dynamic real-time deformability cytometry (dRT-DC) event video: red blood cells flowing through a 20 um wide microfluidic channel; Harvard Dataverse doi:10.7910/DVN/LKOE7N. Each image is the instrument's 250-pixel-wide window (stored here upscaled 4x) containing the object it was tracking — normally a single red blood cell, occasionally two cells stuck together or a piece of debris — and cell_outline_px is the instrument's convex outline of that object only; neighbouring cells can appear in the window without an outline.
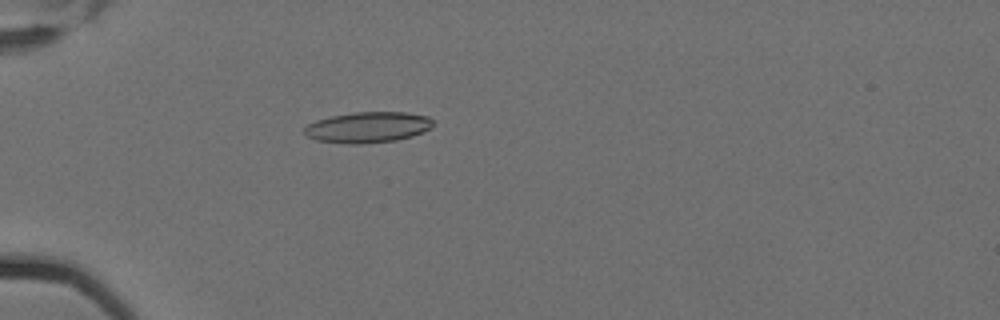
{"species": "Egyptian fruit bat (a non-hibernating species)", "species_latin": "Rousettus aegyptiacus", "temperature_condition": "cold", "stored_images_in_passage": 6, "camera_frame_rate_fps": 3000, "um_per_image_px": 0.085, "animal": {"sex": "female"}, "frame": {"image": 1, "passage_image": 3, "time_ms": 0.667, "image_size_px": [1000, 320], "cell_outline_px": [[432, 124], [424, 132], [412, 136], [396, 140], [360, 144], [348, 144], [316, 140], [308, 136], [304, 132], [304, 128], [308, 124], [316, 120], [332, 116], [356, 112], [404, 112], [428, 116], [432, 120]], "centroid_in_image_um": [31.25, 10.82], "position_along_channel_um": 53.7, "area_um2": 22.95}}